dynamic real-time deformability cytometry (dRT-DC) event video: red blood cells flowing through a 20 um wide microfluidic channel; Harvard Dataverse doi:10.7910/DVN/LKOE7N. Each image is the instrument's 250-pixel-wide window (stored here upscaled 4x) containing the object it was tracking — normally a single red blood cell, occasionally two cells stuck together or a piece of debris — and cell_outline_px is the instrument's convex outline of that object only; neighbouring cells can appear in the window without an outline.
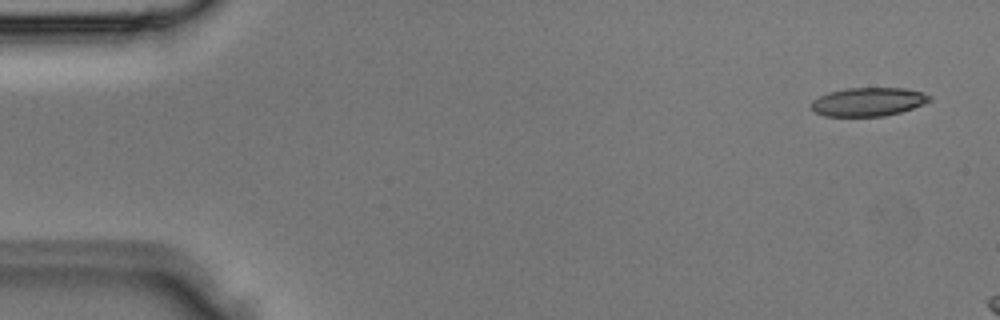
{"species": "Egyptian fruit bat (a non-hibernating species)", "species_latin": "Rousettus aegyptiacus", "temperature_condition": "room temperature", "stored_images_in_passage": 3, "camera_frame_rate_fps": 3000, "um_per_image_px": 0.085, "animal": {"sex": "male"}, "frame": {"image": 1, "passage_image": 1, "time_ms": 0.0, "image_size_px": [1000, 320], "cell_outline_px": [[932, 100], [912, 108], [900, 112], [884, 116], [824, 116], [816, 112], [812, 108], [812, 100], [828, 92], [844, 88], [904, 88], [920, 92], [932, 96]], "centroid_in_image_um": [73.79, 8.65], "position_along_channel_um": 11.2, "area_um2": 19.59}}